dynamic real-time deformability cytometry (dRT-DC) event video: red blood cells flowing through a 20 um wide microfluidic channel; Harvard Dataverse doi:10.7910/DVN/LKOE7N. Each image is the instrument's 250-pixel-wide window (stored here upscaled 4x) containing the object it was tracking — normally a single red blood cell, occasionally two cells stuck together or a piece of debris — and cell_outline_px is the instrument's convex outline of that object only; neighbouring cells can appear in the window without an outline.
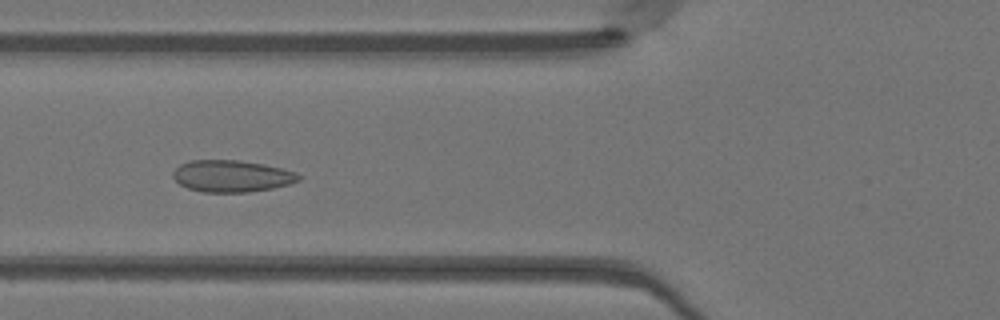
{"species": "Egyptian fruit bat (a non-hibernating species)", "species_latin": "Rousettus aegyptiacus", "temperature_condition": "warm", "stored_images_in_passage": 48, "camera_frame_rate_fps": 3000, "um_per_image_px": 0.085, "animal": {"sex": "female"}, "frame": {"image": 1, "passage_image": 18, "time_ms": 5.667, "image_size_px": [1000, 320], "cell_outline_px": [[300, 180], [288, 184], [272, 188], [248, 192], [204, 192], [188, 188], [180, 184], [172, 176], [172, 172], [180, 164], [192, 160], [240, 160], [264, 164], [296, 172], [300, 176]], "centroid_in_image_um": [19.68, 14.96], "position_along_channel_um": 106.1, "area_um2": 23.18}}
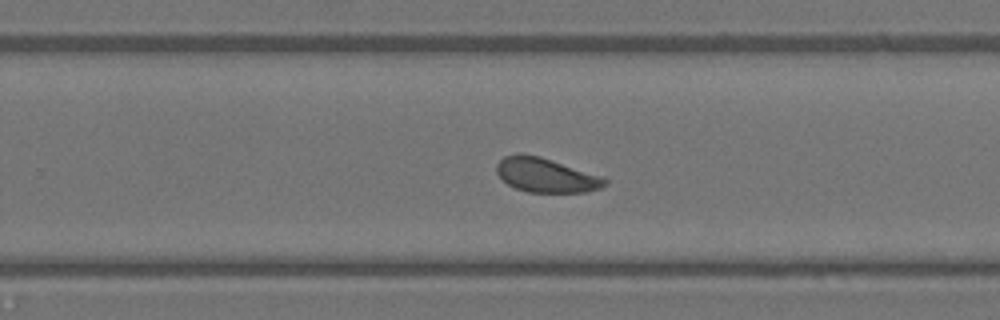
{"frame": {"image": 2, "passage_image": 31, "time_ms": 10.0, "image_size_px": [1000, 320], "cell_outline_px": [[608, 184], [600, 188], [584, 192], [528, 192], [516, 188], [508, 184], [496, 172], [496, 164], [504, 156], [516, 152], [524, 152], [540, 156], [604, 176], [608, 180]], "centroid_in_image_um": [46.42, 14.86], "position_along_channel_um": 283.4, "area_um2": 21.96}}
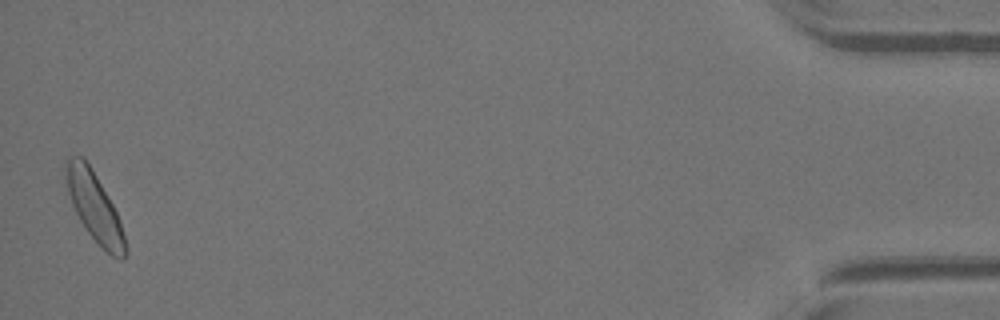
{"frame": {"image": 3, "passage_image": 48, "time_ms": 15.667, "image_size_px": [1000, 320], "cell_outline_px": [[128, 252], [124, 260], [120, 260], [112, 256], [88, 232], [80, 220], [72, 204], [68, 192], [64, 176], [64, 160], [68, 156], [84, 156], [92, 168], [108, 196], [116, 212], [128, 248]], "centroid_in_image_um": [8.01, 17.53], "position_along_channel_um": 427.2, "area_um2": 23.76}, "authors_computed_cell_mechanics": {"area_um2": 22.5131, "velocity_mm_per_s": 4.1095, "shape_relaxation_time_tau1_ms": 2.9045, "shape_relaxation_time_tau2_ms": null, "deformation_change_tau1": 0.059, "deformation_change_tau2": null}}